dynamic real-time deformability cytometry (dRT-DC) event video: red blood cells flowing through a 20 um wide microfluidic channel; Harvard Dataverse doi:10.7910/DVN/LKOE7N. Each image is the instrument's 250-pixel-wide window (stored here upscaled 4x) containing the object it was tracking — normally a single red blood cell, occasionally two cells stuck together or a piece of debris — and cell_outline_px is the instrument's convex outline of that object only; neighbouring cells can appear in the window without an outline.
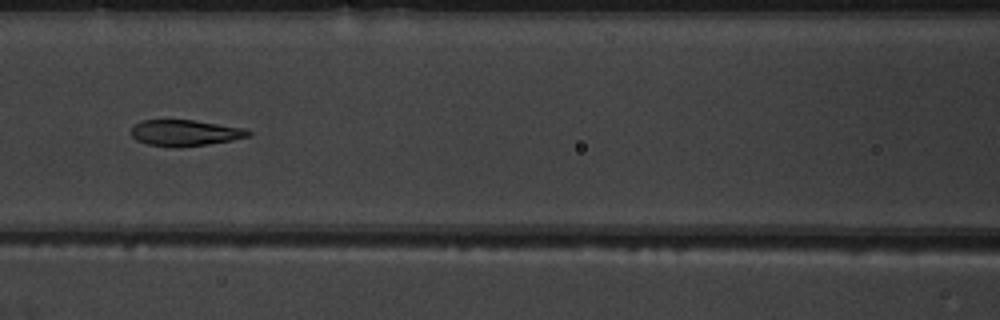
{"species": "common noctule bat (a hibernating species)", "species_latin": "Nyctalus noctula", "temperature_condition": "warm", "stored_images_in_passage": 51, "camera_frame_rate_fps": 3000, "um_per_image_px": 0.085, "animal": {"sex": "male", "body_mass_g": 19.5, "forearm_length_mm": 54.6}, "frame": {"image": 1, "passage_image": 25, "time_ms": 8.0, "image_size_px": [1000, 320], "cell_outline_px": [[252, 136], [232, 140], [208, 144], [180, 148], [172, 148], [148, 144], [136, 140], [132, 136], [132, 128], [140, 120], [192, 120], [248, 128], [252, 132]], "centroid_in_image_um": [15.78, 11.3], "position_along_channel_um": 150.8, "area_um2": 18.09}}
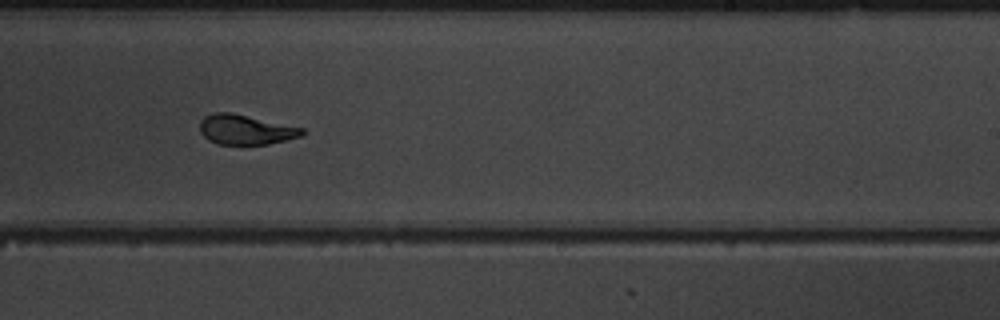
{"frame": {"image": 2, "passage_image": 34, "time_ms": 11.0, "image_size_px": [1000, 320], "cell_outline_px": [[304, 132], [300, 136], [268, 144], [216, 144], [208, 140], [200, 132], [200, 120], [204, 116], [212, 112], [232, 112], [304, 128]], "centroid_in_image_um": [20.83, 11.0], "position_along_channel_um": 268.2, "area_um2": 17.8}}
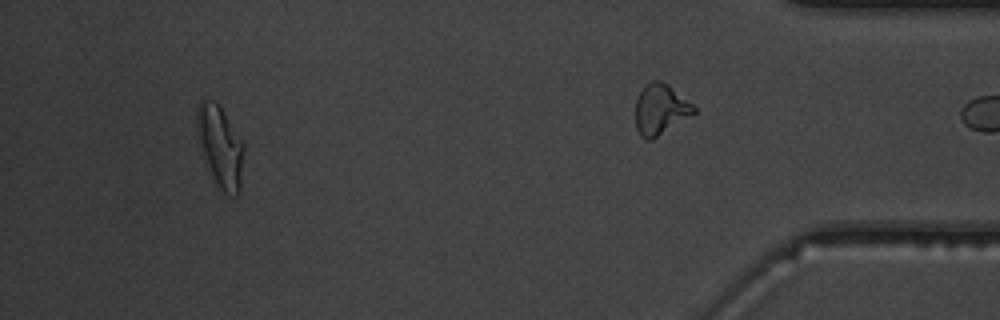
{"frame": {"image": 3, "passage_image": 50, "time_ms": 16.333, "image_size_px": [1000, 320], "cell_outline_px": [[244, 148], [240, 192], [236, 196], [232, 196], [224, 192], [220, 188], [212, 176], [196, 132], [196, 108], [200, 100], [212, 100], [220, 108], [244, 140]], "centroid_in_image_um": [18.74, 12.44], "position_along_channel_um": 416.5, "area_um2": 22.02}}